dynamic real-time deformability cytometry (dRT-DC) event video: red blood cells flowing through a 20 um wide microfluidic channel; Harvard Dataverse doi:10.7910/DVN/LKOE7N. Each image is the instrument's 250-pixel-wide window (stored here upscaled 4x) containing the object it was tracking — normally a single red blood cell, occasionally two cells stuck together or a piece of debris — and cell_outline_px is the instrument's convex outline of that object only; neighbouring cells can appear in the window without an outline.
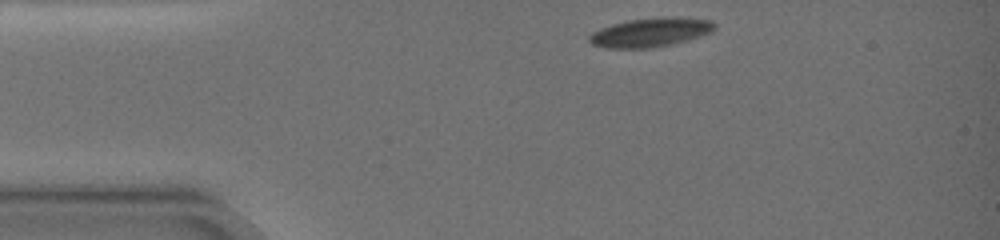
{"species": "common noctule bat (a hibernating species)", "species_latin": "Nyctalus noctula", "temperature_condition": "warm", "stored_images_in_passage": 20, "camera_frame_rate_fps": 3000, "um_per_image_px": 0.085, "animal": {"sex": "female", "body_mass_g": 19.0, "forearm_length_mm": 51.5}, "frame": {"image": 1, "passage_image": 1, "time_ms": 0.0, "image_size_px": [1000, 240], "cell_outline_px": [[716, 28], [712, 32], [688, 40], [672, 44], [648, 48], [604, 48], [592, 44], [588, 40], [588, 36], [592, 32], [600, 28], [612, 24], [628, 20], [664, 16], [676, 16], [712, 20], [716, 24]], "centroid_in_image_um": [55.31, 2.74], "position_along_channel_um": 29.7, "area_um2": 21.5}}
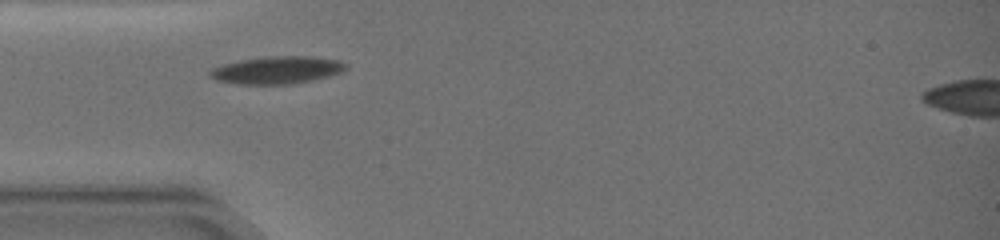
{"frame": {"image": 2, "passage_image": 6, "time_ms": 2.333, "image_size_px": [1000, 240], "cell_outline_px": [[348, 68], [344, 72], [312, 80], [292, 84], [236, 84], [216, 80], [208, 76], [208, 72], [212, 68], [224, 64], [240, 60], [268, 56], [308, 56], [340, 60], [348, 64]], "centroid_in_image_um": [23.57, 5.95], "position_along_channel_um": 61.4, "area_um2": 21.96}}
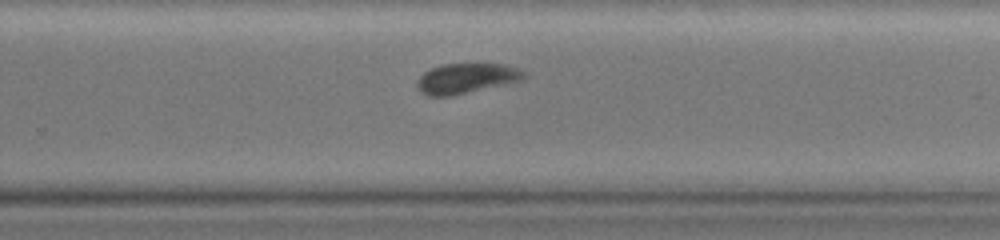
{"frame": {"image": 3, "passage_image": 19, "time_ms": 9.0, "image_size_px": [1000, 240], "cell_outline_px": [[528, 76], [524, 80], [452, 96], [428, 96], [420, 92], [416, 88], [416, 80], [424, 72], [440, 64], [504, 64], [520, 68], [528, 72]], "centroid_in_image_um": [39.67, 6.66], "position_along_channel_um": 290.1, "area_um2": 19.19}}